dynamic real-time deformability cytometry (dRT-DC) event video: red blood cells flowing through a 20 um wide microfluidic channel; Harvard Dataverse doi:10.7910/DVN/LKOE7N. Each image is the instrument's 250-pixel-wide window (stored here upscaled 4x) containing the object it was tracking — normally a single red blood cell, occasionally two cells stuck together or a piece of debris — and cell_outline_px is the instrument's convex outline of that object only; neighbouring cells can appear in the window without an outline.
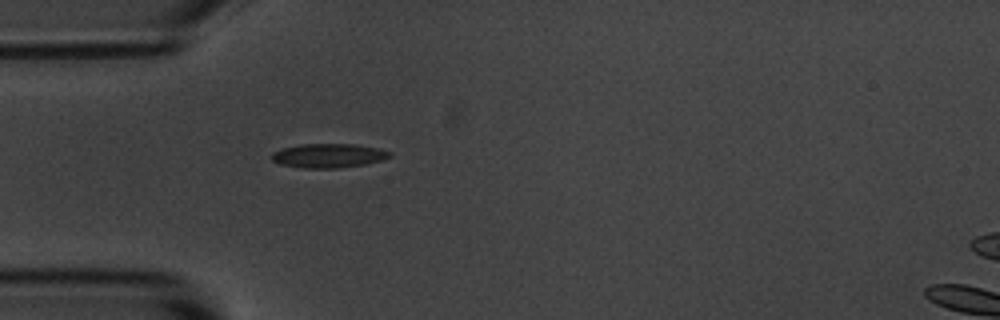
{"species": "common noctule bat (a hibernating species)", "species_latin": "Nyctalus noctula", "temperature_condition": "room temperature", "stored_images_in_passage": 1, "camera_frame_rate_fps": 3000, "um_per_image_px": 0.085, "animal": {"sex": "male", "body_mass_g": 20.1, "forearm_length_mm": 53.5}, "frame": {"image": 1, "passage_image": 1, "time_ms": 0.0, "image_size_px": [1000, 320], "cell_outline_px": [[392, 156], [380, 160], [364, 164], [340, 168], [304, 168], [280, 164], [272, 160], [272, 152], [284, 148], [300, 144], [356, 144], [376, 148], [392, 152]], "centroid_in_image_um": [27.92, 13.23], "position_along_channel_um": 57.1, "area_um2": 16.47}}